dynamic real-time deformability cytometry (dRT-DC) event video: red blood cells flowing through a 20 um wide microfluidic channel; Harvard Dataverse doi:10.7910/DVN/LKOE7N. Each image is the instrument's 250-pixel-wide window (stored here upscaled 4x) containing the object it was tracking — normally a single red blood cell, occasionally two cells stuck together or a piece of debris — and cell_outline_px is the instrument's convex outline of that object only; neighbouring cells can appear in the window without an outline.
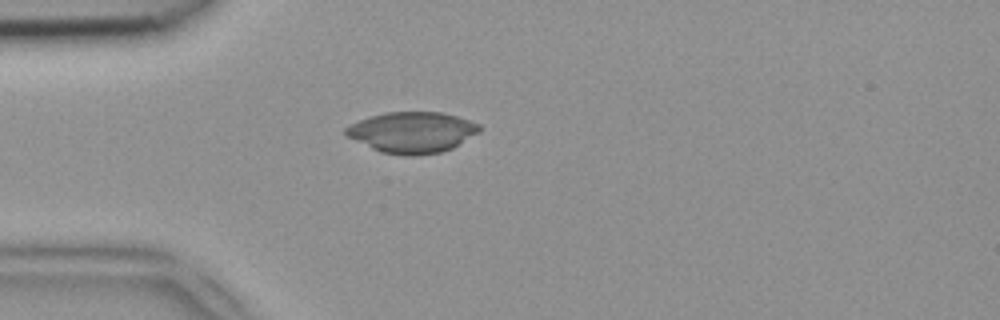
{"species": "common noctule bat (a hibernating species)", "species_latin": "Nyctalus noctula", "temperature_condition": "room temperature", "stored_images_in_passage": 31, "camera_frame_rate_fps": 3000, "um_per_image_px": 0.085, "animal": {"sex": "female", "body_mass_g": 18.4}, "frame": {"image": 1, "passage_image": 2, "time_ms": 0.333, "image_size_px": [1000, 320], "cell_outline_px": [[480, 132], [452, 148], [440, 152], [412, 156], [404, 156], [380, 152], [348, 136], [344, 132], [344, 128], [348, 124], [368, 116], [384, 112], [440, 112], [456, 116], [480, 124]], "centroid_in_image_um": [35.01, 11.24], "position_along_channel_um": 50.0, "area_um2": 31.91}}
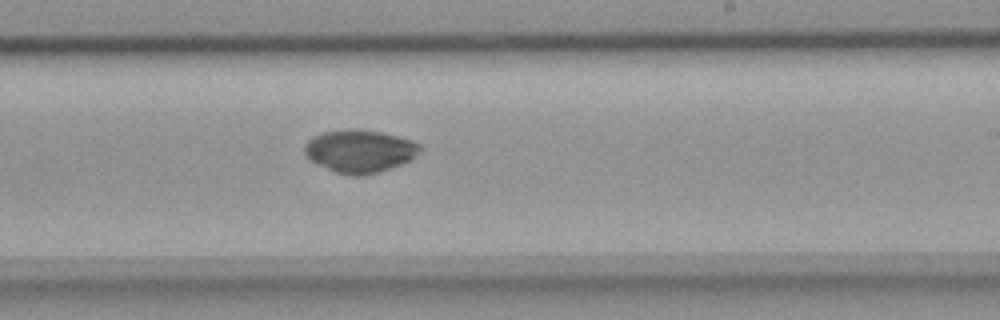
{"frame": {"image": 2, "passage_image": 18, "time_ms": 5.667, "image_size_px": [1000, 320], "cell_outline_px": [[424, 148], [420, 152], [408, 160], [400, 164], [376, 172], [360, 176], [352, 176], [336, 172], [312, 160], [304, 152], [304, 144], [312, 136], [324, 132], [380, 132], [412, 140], [420, 144]], "centroid_in_image_um": [30.6, 12.87], "position_along_channel_um": 258.4, "area_um2": 27.57}}
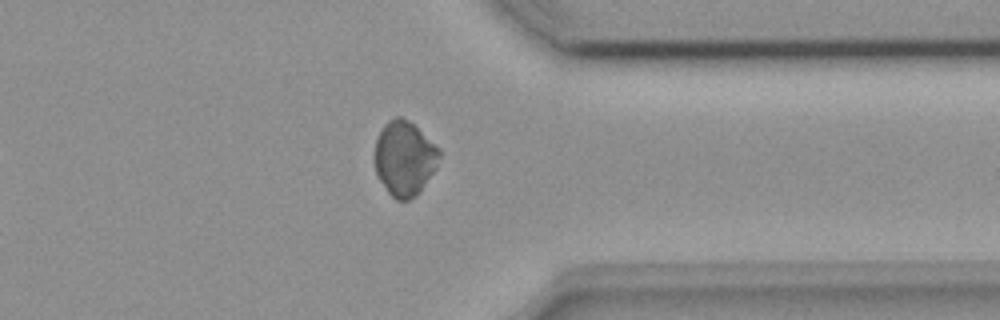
{"frame": {"image": 3, "passage_image": 27, "time_ms": 8.667, "image_size_px": [1000, 320], "cell_outline_px": [[440, 156], [436, 168], [420, 192], [416, 196], [408, 200], [396, 200], [388, 192], [376, 176], [372, 156], [372, 152], [376, 140], [384, 124], [388, 120], [396, 116], [400, 116], [408, 120], [440, 148]], "centroid_in_image_um": [34.34, 13.47], "position_along_channel_um": 377.1, "area_um2": 28.61}}